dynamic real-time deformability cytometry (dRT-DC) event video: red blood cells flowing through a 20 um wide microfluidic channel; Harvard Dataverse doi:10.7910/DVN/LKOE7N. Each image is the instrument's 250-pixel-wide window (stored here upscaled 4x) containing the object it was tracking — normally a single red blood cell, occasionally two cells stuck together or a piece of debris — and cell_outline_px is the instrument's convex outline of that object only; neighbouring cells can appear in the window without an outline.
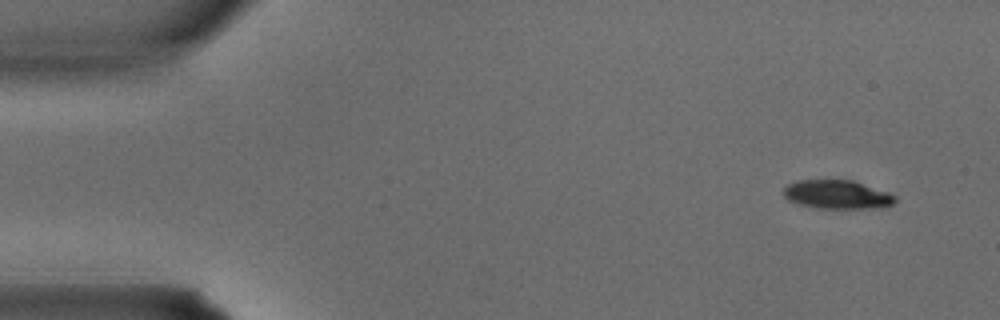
{"species": "common noctule bat (a hibernating species)", "species_latin": "Nyctalus noctula", "temperature_condition": "warm", "stored_images_in_passage": 3, "camera_frame_rate_fps": 3000, "um_per_image_px": 0.085, "animal": {"sex": "male", "body_mass_g": 15.6}, "frame": {"image": 1, "passage_image": 1, "time_ms": 0.0, "image_size_px": [1000, 320], "cell_outline_px": [[896, 200], [892, 204], [884, 208], [816, 208], [800, 204], [788, 200], [784, 196], [784, 188], [788, 184], [796, 180], [852, 180], [888, 192], [896, 196]], "centroid_in_image_um": [71.17, 16.54], "position_along_channel_um": 13.8, "area_um2": 18.67}}
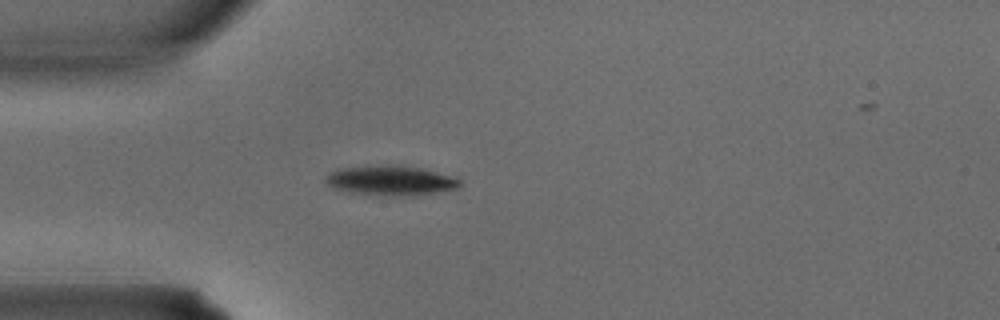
{"frame": {"image": 2, "passage_image": 3, "time_ms": 0.667, "image_size_px": [1000, 320], "cell_outline_px": [[464, 184], [456, 188], [416, 196], [392, 196], [348, 192], [332, 188], [324, 180], [324, 176], [336, 168], [364, 164], [400, 164], [420, 168], [456, 176]], "centroid_in_image_um": [33.17, 15.31], "position_along_channel_um": 51.8, "area_um2": 24.22}}